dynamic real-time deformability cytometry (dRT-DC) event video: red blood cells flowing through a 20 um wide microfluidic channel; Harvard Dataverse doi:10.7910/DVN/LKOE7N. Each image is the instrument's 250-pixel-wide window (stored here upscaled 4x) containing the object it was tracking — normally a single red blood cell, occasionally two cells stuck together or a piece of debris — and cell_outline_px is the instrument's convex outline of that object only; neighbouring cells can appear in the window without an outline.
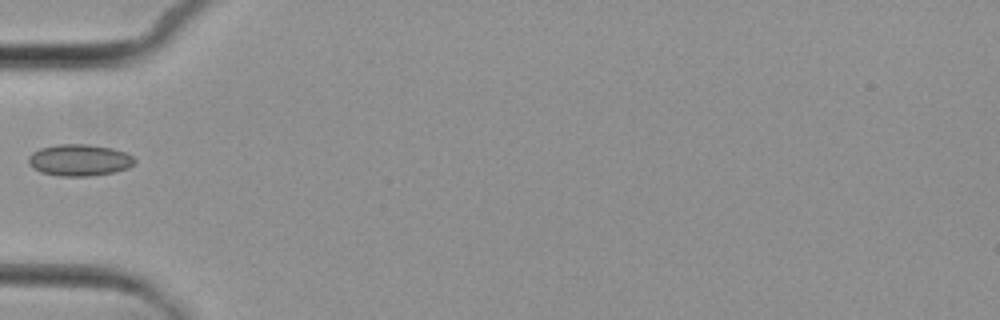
{"species": "common noctule bat (a hibernating species)", "species_latin": "Nyctalus noctula", "temperature_condition": "cold", "stored_images_in_passage": 3, "camera_frame_rate_fps": 3000, "um_per_image_px": 0.085, "animal": {"sex": "female", "body_mass_g": 29.2, "forearm_length_mm": 56.3}, "frame": {"image": 1, "passage_image": 2, "time_ms": 1.0, "image_size_px": [1000, 320], "cell_outline_px": [[136, 160], [128, 168], [116, 172], [88, 176], [60, 176], [40, 172], [32, 168], [28, 164], [28, 156], [32, 152], [40, 148], [56, 144], [88, 144], [112, 148], [124, 152], [132, 156]], "centroid_in_image_um": [6.71, 13.61], "position_along_channel_um": 78.3, "area_um2": 19.71}}
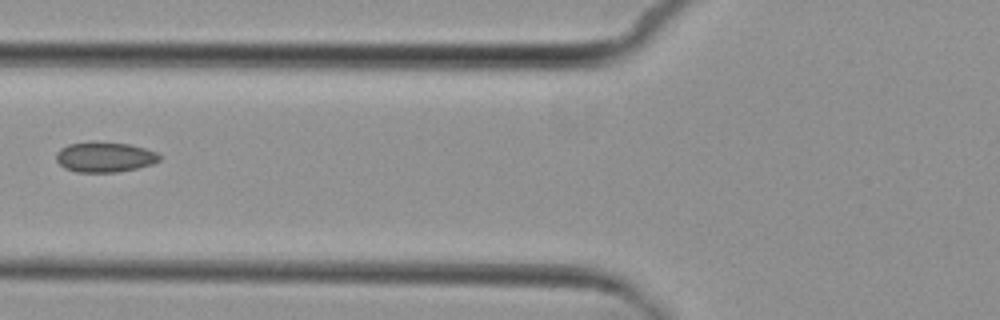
{"frame": {"image": 2, "passage_image": 3, "time_ms": 2.0, "image_size_px": [1000, 320], "cell_outline_px": [[160, 160], [152, 164], [136, 168], [116, 172], [76, 172], [64, 168], [56, 160], [56, 152], [60, 148], [68, 144], [128, 144], [144, 148], [156, 152], [160, 156]], "centroid_in_image_um": [8.89, 13.39], "position_along_channel_um": 116.9, "area_um2": 17.51}}